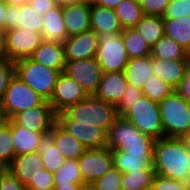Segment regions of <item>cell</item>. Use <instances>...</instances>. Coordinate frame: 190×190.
<instances>
[{
    "label": "cell",
    "mask_w": 190,
    "mask_h": 190,
    "mask_svg": "<svg viewBox=\"0 0 190 190\" xmlns=\"http://www.w3.org/2000/svg\"><path fill=\"white\" fill-rule=\"evenodd\" d=\"M153 168L155 174L190 183V155L180 138L156 140Z\"/></svg>",
    "instance_id": "obj_1"
},
{
    "label": "cell",
    "mask_w": 190,
    "mask_h": 190,
    "mask_svg": "<svg viewBox=\"0 0 190 190\" xmlns=\"http://www.w3.org/2000/svg\"><path fill=\"white\" fill-rule=\"evenodd\" d=\"M156 140L141 133L123 116H119L107 131V147L127 154L153 155Z\"/></svg>",
    "instance_id": "obj_2"
},
{
    "label": "cell",
    "mask_w": 190,
    "mask_h": 190,
    "mask_svg": "<svg viewBox=\"0 0 190 190\" xmlns=\"http://www.w3.org/2000/svg\"><path fill=\"white\" fill-rule=\"evenodd\" d=\"M118 117L116 105L100 100L94 95L87 96L82 101L57 114V119H73L79 122L91 123L94 126L102 127L106 131L109 130Z\"/></svg>",
    "instance_id": "obj_3"
},
{
    "label": "cell",
    "mask_w": 190,
    "mask_h": 190,
    "mask_svg": "<svg viewBox=\"0 0 190 190\" xmlns=\"http://www.w3.org/2000/svg\"><path fill=\"white\" fill-rule=\"evenodd\" d=\"M15 75L37 92L46 101H50L60 71L40 64L30 57L14 62Z\"/></svg>",
    "instance_id": "obj_4"
},
{
    "label": "cell",
    "mask_w": 190,
    "mask_h": 190,
    "mask_svg": "<svg viewBox=\"0 0 190 190\" xmlns=\"http://www.w3.org/2000/svg\"><path fill=\"white\" fill-rule=\"evenodd\" d=\"M164 137L180 138L190 132V104L176 91L159 103Z\"/></svg>",
    "instance_id": "obj_5"
},
{
    "label": "cell",
    "mask_w": 190,
    "mask_h": 190,
    "mask_svg": "<svg viewBox=\"0 0 190 190\" xmlns=\"http://www.w3.org/2000/svg\"><path fill=\"white\" fill-rule=\"evenodd\" d=\"M45 102L44 98L14 74L0 102V111L3 119L9 120L19 112L43 105Z\"/></svg>",
    "instance_id": "obj_6"
},
{
    "label": "cell",
    "mask_w": 190,
    "mask_h": 190,
    "mask_svg": "<svg viewBox=\"0 0 190 190\" xmlns=\"http://www.w3.org/2000/svg\"><path fill=\"white\" fill-rule=\"evenodd\" d=\"M123 117L132 123L141 133L155 140L164 138L159 104L143 96Z\"/></svg>",
    "instance_id": "obj_7"
},
{
    "label": "cell",
    "mask_w": 190,
    "mask_h": 190,
    "mask_svg": "<svg viewBox=\"0 0 190 190\" xmlns=\"http://www.w3.org/2000/svg\"><path fill=\"white\" fill-rule=\"evenodd\" d=\"M97 63L104 72H123L129 57L121 33L98 34Z\"/></svg>",
    "instance_id": "obj_8"
},
{
    "label": "cell",
    "mask_w": 190,
    "mask_h": 190,
    "mask_svg": "<svg viewBox=\"0 0 190 190\" xmlns=\"http://www.w3.org/2000/svg\"><path fill=\"white\" fill-rule=\"evenodd\" d=\"M78 164L83 185L90 186L113 167L112 150L108 147L87 149L78 158Z\"/></svg>",
    "instance_id": "obj_9"
},
{
    "label": "cell",
    "mask_w": 190,
    "mask_h": 190,
    "mask_svg": "<svg viewBox=\"0 0 190 190\" xmlns=\"http://www.w3.org/2000/svg\"><path fill=\"white\" fill-rule=\"evenodd\" d=\"M64 72L77 82L88 96L97 92L103 74L96 57L67 61Z\"/></svg>",
    "instance_id": "obj_10"
},
{
    "label": "cell",
    "mask_w": 190,
    "mask_h": 190,
    "mask_svg": "<svg viewBox=\"0 0 190 190\" xmlns=\"http://www.w3.org/2000/svg\"><path fill=\"white\" fill-rule=\"evenodd\" d=\"M43 41L42 34L18 27L7 31L6 48L8 59L15 62L32 55Z\"/></svg>",
    "instance_id": "obj_11"
},
{
    "label": "cell",
    "mask_w": 190,
    "mask_h": 190,
    "mask_svg": "<svg viewBox=\"0 0 190 190\" xmlns=\"http://www.w3.org/2000/svg\"><path fill=\"white\" fill-rule=\"evenodd\" d=\"M57 123L70 135L80 141L86 149L107 147V131L91 123L73 119H57Z\"/></svg>",
    "instance_id": "obj_12"
},
{
    "label": "cell",
    "mask_w": 190,
    "mask_h": 190,
    "mask_svg": "<svg viewBox=\"0 0 190 190\" xmlns=\"http://www.w3.org/2000/svg\"><path fill=\"white\" fill-rule=\"evenodd\" d=\"M87 96L82 87L63 71L58 77L49 104L58 114Z\"/></svg>",
    "instance_id": "obj_13"
},
{
    "label": "cell",
    "mask_w": 190,
    "mask_h": 190,
    "mask_svg": "<svg viewBox=\"0 0 190 190\" xmlns=\"http://www.w3.org/2000/svg\"><path fill=\"white\" fill-rule=\"evenodd\" d=\"M12 119L18 125L30 131L44 134L51 131L53 125L57 122V114L49 102L46 101L43 105L19 112Z\"/></svg>",
    "instance_id": "obj_14"
},
{
    "label": "cell",
    "mask_w": 190,
    "mask_h": 190,
    "mask_svg": "<svg viewBox=\"0 0 190 190\" xmlns=\"http://www.w3.org/2000/svg\"><path fill=\"white\" fill-rule=\"evenodd\" d=\"M65 60L94 58L98 49V34L93 29L69 36L63 43Z\"/></svg>",
    "instance_id": "obj_15"
},
{
    "label": "cell",
    "mask_w": 190,
    "mask_h": 190,
    "mask_svg": "<svg viewBox=\"0 0 190 190\" xmlns=\"http://www.w3.org/2000/svg\"><path fill=\"white\" fill-rule=\"evenodd\" d=\"M5 16L4 29L6 31L22 27L42 34L43 15L39 14L29 4L22 6L7 5Z\"/></svg>",
    "instance_id": "obj_16"
},
{
    "label": "cell",
    "mask_w": 190,
    "mask_h": 190,
    "mask_svg": "<svg viewBox=\"0 0 190 190\" xmlns=\"http://www.w3.org/2000/svg\"><path fill=\"white\" fill-rule=\"evenodd\" d=\"M44 169L42 157L38 152L16 155L8 166V171L25 187Z\"/></svg>",
    "instance_id": "obj_17"
},
{
    "label": "cell",
    "mask_w": 190,
    "mask_h": 190,
    "mask_svg": "<svg viewBox=\"0 0 190 190\" xmlns=\"http://www.w3.org/2000/svg\"><path fill=\"white\" fill-rule=\"evenodd\" d=\"M151 61L154 71L153 75H156L176 90L184 77L190 59L165 60L151 57Z\"/></svg>",
    "instance_id": "obj_18"
},
{
    "label": "cell",
    "mask_w": 190,
    "mask_h": 190,
    "mask_svg": "<svg viewBox=\"0 0 190 190\" xmlns=\"http://www.w3.org/2000/svg\"><path fill=\"white\" fill-rule=\"evenodd\" d=\"M127 84L124 72H104L94 96L116 105L124 94Z\"/></svg>",
    "instance_id": "obj_19"
},
{
    "label": "cell",
    "mask_w": 190,
    "mask_h": 190,
    "mask_svg": "<svg viewBox=\"0 0 190 190\" xmlns=\"http://www.w3.org/2000/svg\"><path fill=\"white\" fill-rule=\"evenodd\" d=\"M30 58L60 72L65 70L66 60L63 43L43 40Z\"/></svg>",
    "instance_id": "obj_20"
},
{
    "label": "cell",
    "mask_w": 190,
    "mask_h": 190,
    "mask_svg": "<svg viewBox=\"0 0 190 190\" xmlns=\"http://www.w3.org/2000/svg\"><path fill=\"white\" fill-rule=\"evenodd\" d=\"M62 12L68 37L91 28L90 5L77 2L62 8Z\"/></svg>",
    "instance_id": "obj_21"
},
{
    "label": "cell",
    "mask_w": 190,
    "mask_h": 190,
    "mask_svg": "<svg viewBox=\"0 0 190 190\" xmlns=\"http://www.w3.org/2000/svg\"><path fill=\"white\" fill-rule=\"evenodd\" d=\"M90 22L91 29L97 34L122 33L124 30L114 9L95 4L90 6Z\"/></svg>",
    "instance_id": "obj_22"
},
{
    "label": "cell",
    "mask_w": 190,
    "mask_h": 190,
    "mask_svg": "<svg viewBox=\"0 0 190 190\" xmlns=\"http://www.w3.org/2000/svg\"><path fill=\"white\" fill-rule=\"evenodd\" d=\"M42 38L44 41L64 43L68 38L62 8L56 6L43 14Z\"/></svg>",
    "instance_id": "obj_23"
},
{
    "label": "cell",
    "mask_w": 190,
    "mask_h": 190,
    "mask_svg": "<svg viewBox=\"0 0 190 190\" xmlns=\"http://www.w3.org/2000/svg\"><path fill=\"white\" fill-rule=\"evenodd\" d=\"M123 72L128 84L143 89L154 72L151 55L129 59Z\"/></svg>",
    "instance_id": "obj_24"
},
{
    "label": "cell",
    "mask_w": 190,
    "mask_h": 190,
    "mask_svg": "<svg viewBox=\"0 0 190 190\" xmlns=\"http://www.w3.org/2000/svg\"><path fill=\"white\" fill-rule=\"evenodd\" d=\"M11 125L13 145L16 155L37 152L43 133L30 131L18 125L13 119L7 120Z\"/></svg>",
    "instance_id": "obj_25"
},
{
    "label": "cell",
    "mask_w": 190,
    "mask_h": 190,
    "mask_svg": "<svg viewBox=\"0 0 190 190\" xmlns=\"http://www.w3.org/2000/svg\"><path fill=\"white\" fill-rule=\"evenodd\" d=\"M37 152L42 157L44 169L51 173H56L66 160L62 153L57 149L53 133L51 131L42 135Z\"/></svg>",
    "instance_id": "obj_26"
},
{
    "label": "cell",
    "mask_w": 190,
    "mask_h": 190,
    "mask_svg": "<svg viewBox=\"0 0 190 190\" xmlns=\"http://www.w3.org/2000/svg\"><path fill=\"white\" fill-rule=\"evenodd\" d=\"M54 143L65 159H78L87 149L86 147L67 133L57 122L53 125Z\"/></svg>",
    "instance_id": "obj_27"
},
{
    "label": "cell",
    "mask_w": 190,
    "mask_h": 190,
    "mask_svg": "<svg viewBox=\"0 0 190 190\" xmlns=\"http://www.w3.org/2000/svg\"><path fill=\"white\" fill-rule=\"evenodd\" d=\"M112 157L113 166L122 173L154 169L153 155H130L121 151H112Z\"/></svg>",
    "instance_id": "obj_28"
},
{
    "label": "cell",
    "mask_w": 190,
    "mask_h": 190,
    "mask_svg": "<svg viewBox=\"0 0 190 190\" xmlns=\"http://www.w3.org/2000/svg\"><path fill=\"white\" fill-rule=\"evenodd\" d=\"M152 48L164 35V19L158 15H144L134 27Z\"/></svg>",
    "instance_id": "obj_29"
},
{
    "label": "cell",
    "mask_w": 190,
    "mask_h": 190,
    "mask_svg": "<svg viewBox=\"0 0 190 190\" xmlns=\"http://www.w3.org/2000/svg\"><path fill=\"white\" fill-rule=\"evenodd\" d=\"M164 32L190 54V16L164 19Z\"/></svg>",
    "instance_id": "obj_30"
},
{
    "label": "cell",
    "mask_w": 190,
    "mask_h": 190,
    "mask_svg": "<svg viewBox=\"0 0 190 190\" xmlns=\"http://www.w3.org/2000/svg\"><path fill=\"white\" fill-rule=\"evenodd\" d=\"M151 57L165 60L190 59V54L183 49L175 40L163 36L151 48Z\"/></svg>",
    "instance_id": "obj_31"
},
{
    "label": "cell",
    "mask_w": 190,
    "mask_h": 190,
    "mask_svg": "<svg viewBox=\"0 0 190 190\" xmlns=\"http://www.w3.org/2000/svg\"><path fill=\"white\" fill-rule=\"evenodd\" d=\"M123 29L134 28L145 15L138 1L122 0L114 9Z\"/></svg>",
    "instance_id": "obj_32"
},
{
    "label": "cell",
    "mask_w": 190,
    "mask_h": 190,
    "mask_svg": "<svg viewBox=\"0 0 190 190\" xmlns=\"http://www.w3.org/2000/svg\"><path fill=\"white\" fill-rule=\"evenodd\" d=\"M129 59L151 55V47L134 28H126L121 33Z\"/></svg>",
    "instance_id": "obj_33"
},
{
    "label": "cell",
    "mask_w": 190,
    "mask_h": 190,
    "mask_svg": "<svg viewBox=\"0 0 190 190\" xmlns=\"http://www.w3.org/2000/svg\"><path fill=\"white\" fill-rule=\"evenodd\" d=\"M154 175V169L123 173L121 181L122 190H149Z\"/></svg>",
    "instance_id": "obj_34"
},
{
    "label": "cell",
    "mask_w": 190,
    "mask_h": 190,
    "mask_svg": "<svg viewBox=\"0 0 190 190\" xmlns=\"http://www.w3.org/2000/svg\"><path fill=\"white\" fill-rule=\"evenodd\" d=\"M54 185L83 183L78 159H67L53 176Z\"/></svg>",
    "instance_id": "obj_35"
},
{
    "label": "cell",
    "mask_w": 190,
    "mask_h": 190,
    "mask_svg": "<svg viewBox=\"0 0 190 190\" xmlns=\"http://www.w3.org/2000/svg\"><path fill=\"white\" fill-rule=\"evenodd\" d=\"M142 91L144 96L159 104L168 95L172 94L175 89L172 88L169 84L163 82L156 75H153L144 85Z\"/></svg>",
    "instance_id": "obj_36"
},
{
    "label": "cell",
    "mask_w": 190,
    "mask_h": 190,
    "mask_svg": "<svg viewBox=\"0 0 190 190\" xmlns=\"http://www.w3.org/2000/svg\"><path fill=\"white\" fill-rule=\"evenodd\" d=\"M15 156L11 125L3 119L0 123V159L9 165Z\"/></svg>",
    "instance_id": "obj_37"
},
{
    "label": "cell",
    "mask_w": 190,
    "mask_h": 190,
    "mask_svg": "<svg viewBox=\"0 0 190 190\" xmlns=\"http://www.w3.org/2000/svg\"><path fill=\"white\" fill-rule=\"evenodd\" d=\"M122 178L123 173L113 166L102 177L88 186V188L90 190H122Z\"/></svg>",
    "instance_id": "obj_38"
},
{
    "label": "cell",
    "mask_w": 190,
    "mask_h": 190,
    "mask_svg": "<svg viewBox=\"0 0 190 190\" xmlns=\"http://www.w3.org/2000/svg\"><path fill=\"white\" fill-rule=\"evenodd\" d=\"M143 96L142 89L127 84L124 94L116 104L119 116H123Z\"/></svg>",
    "instance_id": "obj_39"
},
{
    "label": "cell",
    "mask_w": 190,
    "mask_h": 190,
    "mask_svg": "<svg viewBox=\"0 0 190 190\" xmlns=\"http://www.w3.org/2000/svg\"><path fill=\"white\" fill-rule=\"evenodd\" d=\"M149 190H190V183L155 174Z\"/></svg>",
    "instance_id": "obj_40"
},
{
    "label": "cell",
    "mask_w": 190,
    "mask_h": 190,
    "mask_svg": "<svg viewBox=\"0 0 190 190\" xmlns=\"http://www.w3.org/2000/svg\"><path fill=\"white\" fill-rule=\"evenodd\" d=\"M190 16V0H170L163 19H176Z\"/></svg>",
    "instance_id": "obj_41"
},
{
    "label": "cell",
    "mask_w": 190,
    "mask_h": 190,
    "mask_svg": "<svg viewBox=\"0 0 190 190\" xmlns=\"http://www.w3.org/2000/svg\"><path fill=\"white\" fill-rule=\"evenodd\" d=\"M54 174L47 171L46 169H41V172L35 179H32L30 183L26 186L27 190H53L54 185Z\"/></svg>",
    "instance_id": "obj_42"
},
{
    "label": "cell",
    "mask_w": 190,
    "mask_h": 190,
    "mask_svg": "<svg viewBox=\"0 0 190 190\" xmlns=\"http://www.w3.org/2000/svg\"><path fill=\"white\" fill-rule=\"evenodd\" d=\"M14 74V62L10 59L0 60V102L4 97L10 79Z\"/></svg>",
    "instance_id": "obj_43"
},
{
    "label": "cell",
    "mask_w": 190,
    "mask_h": 190,
    "mask_svg": "<svg viewBox=\"0 0 190 190\" xmlns=\"http://www.w3.org/2000/svg\"><path fill=\"white\" fill-rule=\"evenodd\" d=\"M139 3L145 15L163 16L170 0H140Z\"/></svg>",
    "instance_id": "obj_44"
},
{
    "label": "cell",
    "mask_w": 190,
    "mask_h": 190,
    "mask_svg": "<svg viewBox=\"0 0 190 190\" xmlns=\"http://www.w3.org/2000/svg\"><path fill=\"white\" fill-rule=\"evenodd\" d=\"M0 190H27L9 171L0 178Z\"/></svg>",
    "instance_id": "obj_45"
},
{
    "label": "cell",
    "mask_w": 190,
    "mask_h": 190,
    "mask_svg": "<svg viewBox=\"0 0 190 190\" xmlns=\"http://www.w3.org/2000/svg\"><path fill=\"white\" fill-rule=\"evenodd\" d=\"M190 104V62L186 67L183 79L175 90Z\"/></svg>",
    "instance_id": "obj_46"
},
{
    "label": "cell",
    "mask_w": 190,
    "mask_h": 190,
    "mask_svg": "<svg viewBox=\"0 0 190 190\" xmlns=\"http://www.w3.org/2000/svg\"><path fill=\"white\" fill-rule=\"evenodd\" d=\"M28 4L42 15L56 7L54 0H29Z\"/></svg>",
    "instance_id": "obj_47"
},
{
    "label": "cell",
    "mask_w": 190,
    "mask_h": 190,
    "mask_svg": "<svg viewBox=\"0 0 190 190\" xmlns=\"http://www.w3.org/2000/svg\"><path fill=\"white\" fill-rule=\"evenodd\" d=\"M6 33L7 31L0 27V60L8 59L6 48Z\"/></svg>",
    "instance_id": "obj_48"
},
{
    "label": "cell",
    "mask_w": 190,
    "mask_h": 190,
    "mask_svg": "<svg viewBox=\"0 0 190 190\" xmlns=\"http://www.w3.org/2000/svg\"><path fill=\"white\" fill-rule=\"evenodd\" d=\"M88 186L83 183H69L65 185H55L53 190H87Z\"/></svg>",
    "instance_id": "obj_49"
},
{
    "label": "cell",
    "mask_w": 190,
    "mask_h": 190,
    "mask_svg": "<svg viewBox=\"0 0 190 190\" xmlns=\"http://www.w3.org/2000/svg\"><path fill=\"white\" fill-rule=\"evenodd\" d=\"M122 0H96L95 5L115 9Z\"/></svg>",
    "instance_id": "obj_50"
},
{
    "label": "cell",
    "mask_w": 190,
    "mask_h": 190,
    "mask_svg": "<svg viewBox=\"0 0 190 190\" xmlns=\"http://www.w3.org/2000/svg\"><path fill=\"white\" fill-rule=\"evenodd\" d=\"M7 9V4L5 2H0V27L4 28L5 13Z\"/></svg>",
    "instance_id": "obj_51"
},
{
    "label": "cell",
    "mask_w": 190,
    "mask_h": 190,
    "mask_svg": "<svg viewBox=\"0 0 190 190\" xmlns=\"http://www.w3.org/2000/svg\"><path fill=\"white\" fill-rule=\"evenodd\" d=\"M56 6H59L60 8L67 7L73 3H77V0H54Z\"/></svg>",
    "instance_id": "obj_52"
},
{
    "label": "cell",
    "mask_w": 190,
    "mask_h": 190,
    "mask_svg": "<svg viewBox=\"0 0 190 190\" xmlns=\"http://www.w3.org/2000/svg\"><path fill=\"white\" fill-rule=\"evenodd\" d=\"M180 139L183 142L184 146L186 147V149L190 155V132L181 136Z\"/></svg>",
    "instance_id": "obj_53"
},
{
    "label": "cell",
    "mask_w": 190,
    "mask_h": 190,
    "mask_svg": "<svg viewBox=\"0 0 190 190\" xmlns=\"http://www.w3.org/2000/svg\"><path fill=\"white\" fill-rule=\"evenodd\" d=\"M29 0H4V2L7 5H11V6H22L24 4H28Z\"/></svg>",
    "instance_id": "obj_54"
},
{
    "label": "cell",
    "mask_w": 190,
    "mask_h": 190,
    "mask_svg": "<svg viewBox=\"0 0 190 190\" xmlns=\"http://www.w3.org/2000/svg\"><path fill=\"white\" fill-rule=\"evenodd\" d=\"M8 164L0 159V178L8 172Z\"/></svg>",
    "instance_id": "obj_55"
},
{
    "label": "cell",
    "mask_w": 190,
    "mask_h": 190,
    "mask_svg": "<svg viewBox=\"0 0 190 190\" xmlns=\"http://www.w3.org/2000/svg\"><path fill=\"white\" fill-rule=\"evenodd\" d=\"M96 0H77L78 3L87 4V5H94Z\"/></svg>",
    "instance_id": "obj_56"
},
{
    "label": "cell",
    "mask_w": 190,
    "mask_h": 190,
    "mask_svg": "<svg viewBox=\"0 0 190 190\" xmlns=\"http://www.w3.org/2000/svg\"><path fill=\"white\" fill-rule=\"evenodd\" d=\"M3 121L2 113L0 111V123Z\"/></svg>",
    "instance_id": "obj_57"
}]
</instances>
